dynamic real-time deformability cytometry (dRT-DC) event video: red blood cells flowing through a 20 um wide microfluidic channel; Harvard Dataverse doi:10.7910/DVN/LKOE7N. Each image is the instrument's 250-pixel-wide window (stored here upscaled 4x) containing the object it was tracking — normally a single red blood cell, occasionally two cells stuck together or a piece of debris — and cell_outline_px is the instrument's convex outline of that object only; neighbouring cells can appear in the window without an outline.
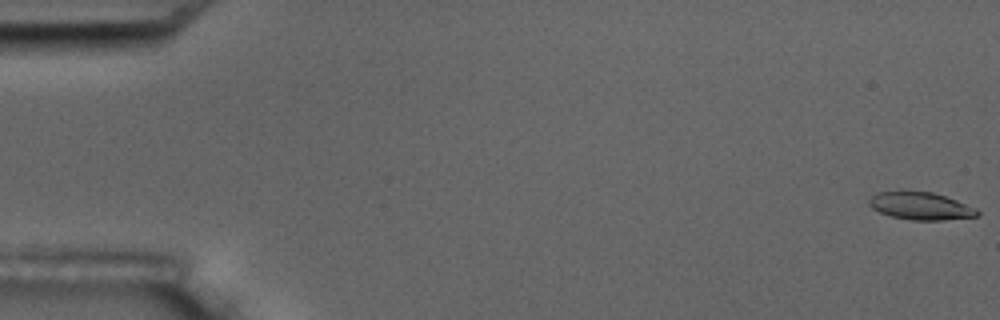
{"species": "common noctule bat (a hibernating species)", "species_latin": "Nyctalus noctula", "temperature_condition": "room temperature", "stored_images_in_passage": 5, "camera_frame_rate_fps": 3000, "um_per_image_px": 0.085, "animal": {"sex": "male", "body_mass_g": 17.5, "forearm_length_mm": 52.3}, "frame": {"image": 1, "passage_image": 1, "time_ms": 0.0, "image_size_px": [1000, 320], "cell_outline_px": [[980, 216], [944, 220], [908, 220], [892, 216], [880, 212], [872, 208], [868, 204], [868, 200], [876, 192], [900, 188], [932, 192], [956, 200], [976, 208], [980, 212]], "centroid_in_image_um": [78.2, 17.47], "position_along_channel_um": 6.8, "area_um2": 18.03}}